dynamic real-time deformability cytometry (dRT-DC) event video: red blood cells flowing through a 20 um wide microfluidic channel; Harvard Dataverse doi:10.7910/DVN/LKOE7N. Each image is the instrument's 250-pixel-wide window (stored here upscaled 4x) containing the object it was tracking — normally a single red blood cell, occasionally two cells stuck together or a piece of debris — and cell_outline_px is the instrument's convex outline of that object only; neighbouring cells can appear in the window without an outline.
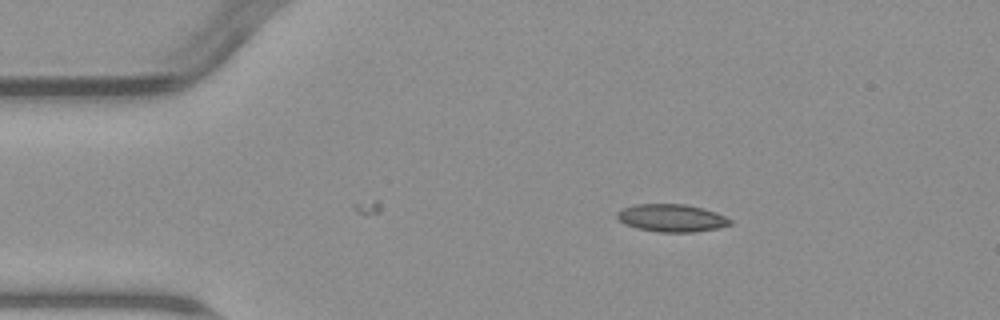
{"species": "common noctule bat (a hibernating species)", "species_latin": "Nyctalus noctula", "temperature_condition": "warm", "stored_images_in_passage": 3, "camera_frame_rate_fps": 3000, "um_per_image_px": 0.085, "animal": {"sex": "male", "body_mass_g": 23.1, "forearm_length_mm": 52.7}, "frame": {"image": 1, "passage_image": 1, "time_ms": 0.0, "image_size_px": [1000, 320], "cell_outline_px": [[732, 224], [716, 228], [696, 232], [656, 232], [636, 228], [624, 224], [616, 216], [616, 212], [620, 208], [636, 204], [684, 204], [704, 208], [716, 212], [732, 220]], "centroid_in_image_um": [57.05, 18.53], "position_along_channel_um": 27.9, "area_um2": 18.38}}